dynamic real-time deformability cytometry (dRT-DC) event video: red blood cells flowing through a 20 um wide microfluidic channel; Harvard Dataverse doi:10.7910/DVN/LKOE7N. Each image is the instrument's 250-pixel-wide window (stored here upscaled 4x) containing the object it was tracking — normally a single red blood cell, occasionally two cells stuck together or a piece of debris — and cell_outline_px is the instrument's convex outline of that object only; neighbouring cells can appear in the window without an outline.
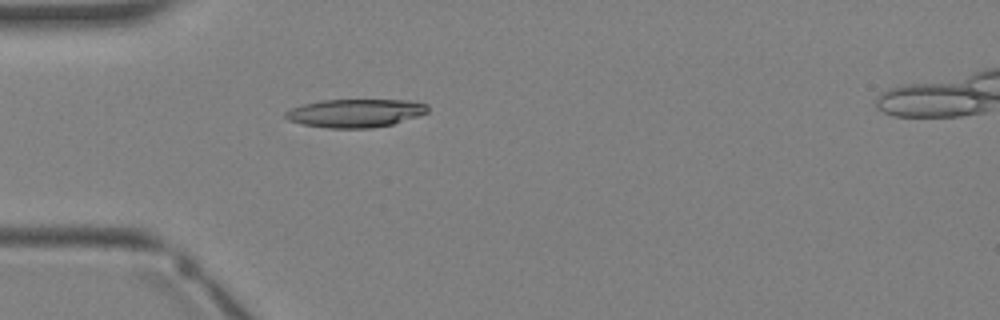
{"species": "Egyptian fruit bat (a non-hibernating species)", "species_latin": "Rousettus aegyptiacus", "temperature_condition": "warm", "stored_images_in_passage": 4, "camera_frame_rate_fps": 3000, "um_per_image_px": 0.085, "animal": {"sex": "female"}, "frame": {"image": 1, "passage_image": 3, "time_ms": 3.0, "image_size_px": [1000, 320], "cell_outline_px": [[428, 112], [392, 124], [372, 128], [328, 128], [304, 124], [288, 120], [284, 116], [284, 112], [292, 108], [304, 104], [320, 100], [408, 100], [428, 104]], "centroid_in_image_um": [30.19, 9.61], "position_along_channel_um": 54.8, "area_um2": 23.29}}